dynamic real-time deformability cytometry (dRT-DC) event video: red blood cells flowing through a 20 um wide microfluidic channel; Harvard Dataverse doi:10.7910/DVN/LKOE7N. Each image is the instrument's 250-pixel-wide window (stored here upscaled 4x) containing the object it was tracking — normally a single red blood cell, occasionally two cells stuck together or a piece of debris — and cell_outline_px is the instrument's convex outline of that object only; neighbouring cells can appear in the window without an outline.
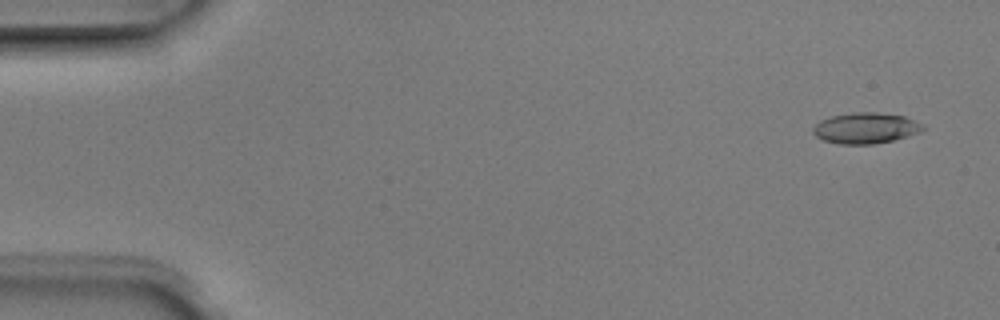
{"species": "Egyptian fruit bat (a non-hibernating species)", "species_latin": "Rousettus aegyptiacus", "temperature_condition": "room temperature", "stored_images_in_passage": 4, "camera_frame_rate_fps": 3000, "um_per_image_px": 0.085, "animal": {"sex": "male"}, "frame": {"image": 1, "passage_image": 1, "time_ms": 0.0, "image_size_px": [1000, 320], "cell_outline_px": [[924, 128], [920, 132], [908, 136], [892, 140], [872, 144], [840, 144], [824, 140], [816, 136], [812, 132], [812, 128], [820, 120], [832, 116], [852, 112], [876, 112], [904, 116], [924, 124]], "centroid_in_image_um": [73.58, 10.88], "position_along_channel_um": 11.4, "area_um2": 19.71}}
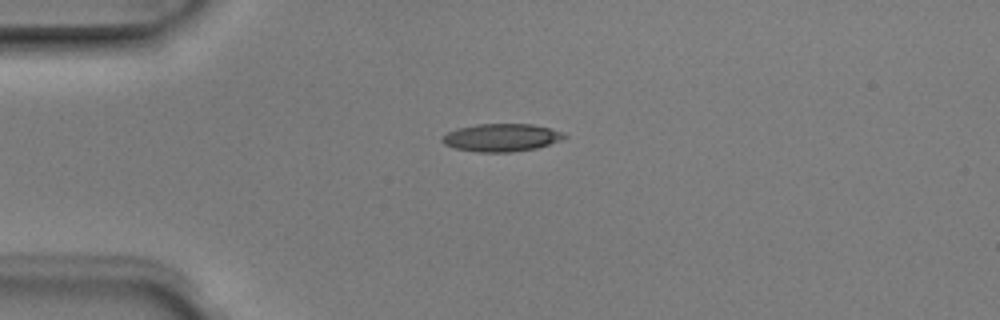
{"frame": {"image": 2, "passage_image": 4, "time_ms": 1.0, "image_size_px": [1000, 320], "cell_outline_px": [[568, 136], [560, 140], [536, 148], [512, 152], [476, 152], [456, 148], [444, 144], [440, 140], [448, 132], [456, 128], [476, 124], [532, 124], [564, 132]], "centroid_in_image_um": [42.61, 11.69], "position_along_channel_um": 42.4, "area_um2": 19.71}}